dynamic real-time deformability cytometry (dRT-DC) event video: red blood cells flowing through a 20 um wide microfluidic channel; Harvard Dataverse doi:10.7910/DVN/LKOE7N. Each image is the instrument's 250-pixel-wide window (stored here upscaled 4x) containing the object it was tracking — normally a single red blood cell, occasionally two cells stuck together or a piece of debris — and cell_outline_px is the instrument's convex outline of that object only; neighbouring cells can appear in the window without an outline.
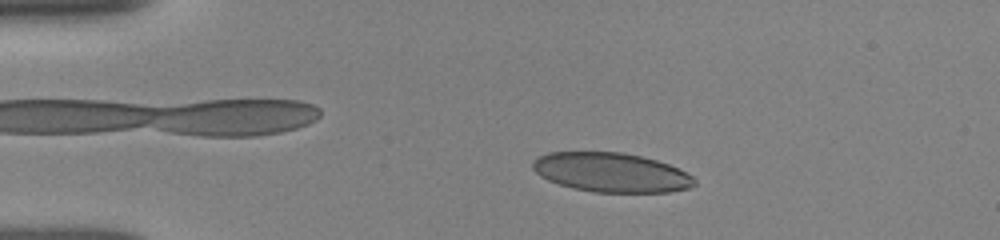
{"species": "human", "species_latin": "Homo sapiens", "temperature_condition": "room temperature", "stored_images_in_passage": 50, "camera_frame_rate_fps": 3000, "um_per_image_px": 0.085, "donor": {"sex": "female"}, "frame": {"image": 1, "passage_image": 9, "time_ms": 2.667, "image_size_px": [1000, 240], "cell_outline_px": [[696, 184], [688, 188], [668, 192], [592, 192], [572, 188], [548, 180], [540, 176], [532, 168], [532, 164], [540, 156], [548, 152], [624, 152], [656, 160], [668, 164], [692, 176], [696, 180]], "centroid_in_image_um": [51.94, 14.66], "position_along_channel_um": 33.1, "area_um2": 36.88}}
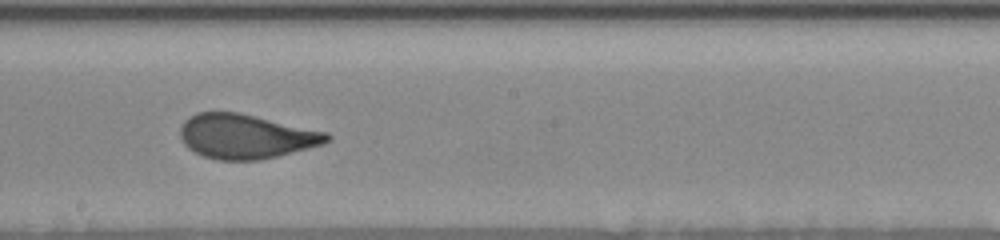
{"frame": {"image": 2, "passage_image": 28, "time_ms": 9.0, "image_size_px": [1000, 240], "cell_outline_px": [[332, 140], [324, 144], [260, 160], [216, 160], [204, 156], [188, 148], [184, 144], [180, 136], [180, 128], [184, 120], [196, 112], [240, 112], [328, 132], [332, 136]], "centroid_in_image_um": [20.91, 11.58], "position_along_channel_um": 227.3, "area_um2": 38.21}}
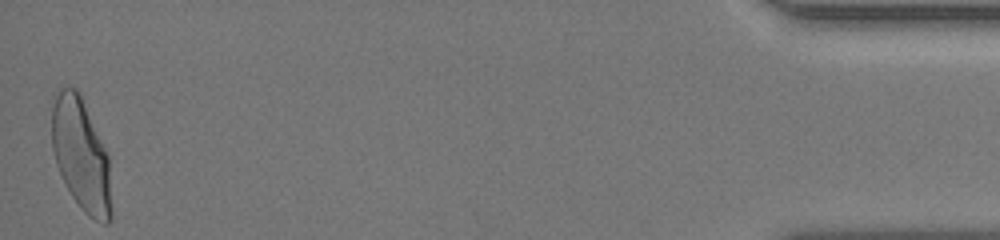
{"frame": {"image": 3, "passage_image": 50, "time_ms": 16.333, "image_size_px": [1000, 240], "cell_outline_px": [[112, 220], [108, 224], [104, 224], [88, 216], [80, 208], [72, 196], [56, 164], [52, 148], [52, 96], [60, 88], [76, 88], [80, 92], [108, 156], [112, 212]], "centroid_in_image_um": [6.89, 13.16], "position_along_channel_um": 428.3, "area_um2": 39.07}, "authors_computed_cell_mechanics": {"area_um2": 38.0613, "velocity_mm_per_s": 3.8794, "shape_relaxation_time_tau1_ms": 4.8583, "shape_relaxation_time_tau2_ms": null, "deformation_change_tau1": 0.1695, "deformation_change_tau2": null}}